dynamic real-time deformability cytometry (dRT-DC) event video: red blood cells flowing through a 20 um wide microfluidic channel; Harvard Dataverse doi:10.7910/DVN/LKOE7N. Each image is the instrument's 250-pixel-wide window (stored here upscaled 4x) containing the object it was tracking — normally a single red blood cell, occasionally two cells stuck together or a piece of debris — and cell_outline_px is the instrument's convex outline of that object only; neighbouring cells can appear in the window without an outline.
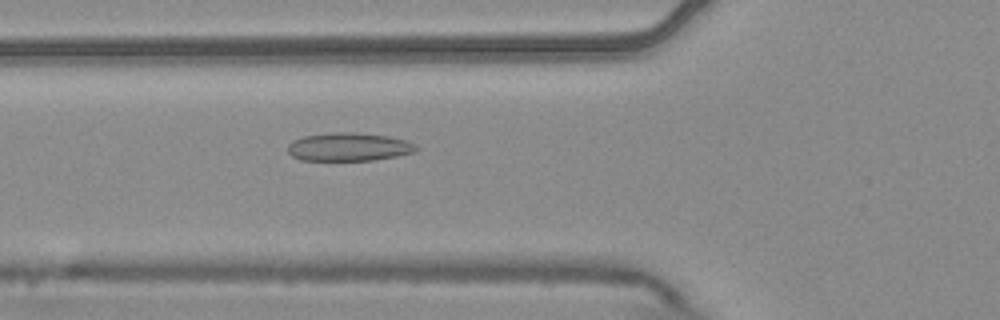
{"species": "common noctule bat (a hibernating species)", "species_latin": "Nyctalus noctula", "temperature_condition": "warm", "stored_images_in_passage": 2, "camera_frame_rate_fps": 3000, "um_per_image_px": 0.085, "animal": {"sex": "male", "body_mass_g": 20.4}, "frame": {"image": 1, "passage_image": 2, "time_ms": 0.333, "image_size_px": [1000, 320], "cell_outline_px": [[420, 148], [416, 152], [396, 156], [372, 160], [300, 160], [292, 156], [288, 152], [288, 144], [292, 140], [304, 136], [336, 132], [356, 132], [388, 136], [404, 140]], "centroid_in_image_um": [29.63, 12.48], "position_along_channel_um": 96.2, "area_um2": 21.1}}